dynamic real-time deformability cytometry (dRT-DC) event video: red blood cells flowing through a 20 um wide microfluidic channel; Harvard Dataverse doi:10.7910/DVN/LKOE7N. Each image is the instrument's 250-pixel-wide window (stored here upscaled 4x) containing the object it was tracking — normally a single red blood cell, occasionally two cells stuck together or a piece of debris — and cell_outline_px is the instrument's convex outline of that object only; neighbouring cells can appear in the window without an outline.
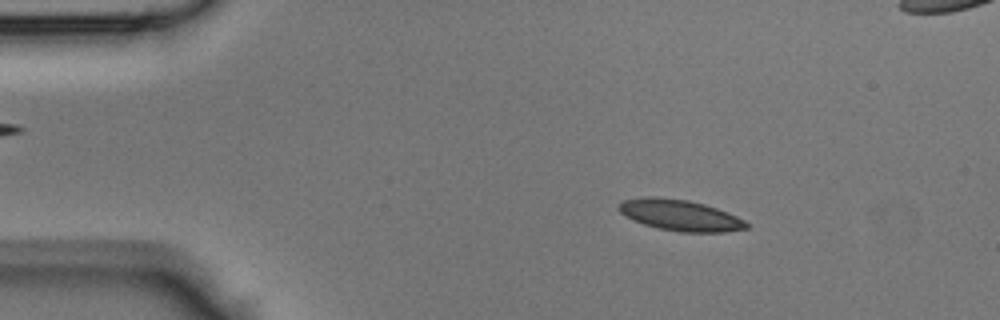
{"species": "Egyptian fruit bat (a non-hibernating species)", "species_latin": "Rousettus aegyptiacus", "temperature_condition": "room temperature", "stored_images_in_passage": 43, "camera_frame_rate_fps": 3000, "um_per_image_px": 0.085, "animal": {"sex": "male"}, "frame": {"image": 1, "passage_image": 6, "time_ms": 1.667, "image_size_px": [1000, 320], "cell_outline_px": [[748, 228], [724, 232], [680, 232], [660, 228], [644, 224], [632, 220], [624, 216], [616, 208], [616, 204], [624, 200], [644, 196], [656, 196], [688, 200], [704, 204], [716, 208], [736, 216], [744, 220], [748, 224]], "centroid_in_image_um": [57.74, 18.28], "position_along_channel_um": 27.3, "area_um2": 23.18}}
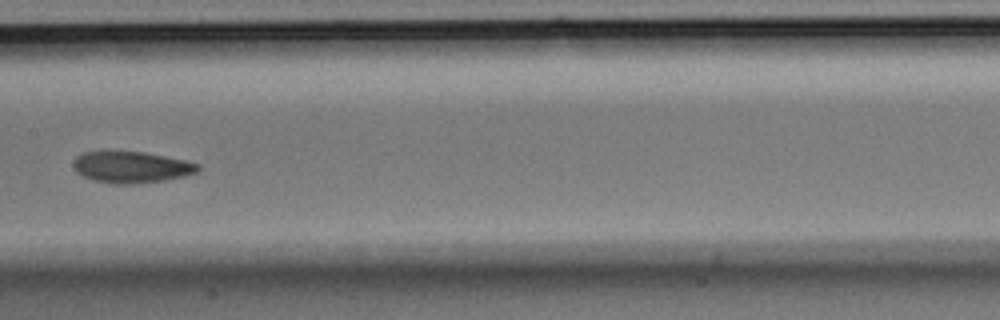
{"frame": {"image": 2, "passage_image": 21, "time_ms": 6.667, "image_size_px": [1000, 320], "cell_outline_px": [[200, 168], [196, 172], [184, 176], [164, 180], [132, 184], [116, 184], [92, 180], [76, 172], [72, 164], [76, 156], [84, 152], [144, 152], [184, 160], [200, 164]], "centroid_in_image_um": [11.15, 14.21], "position_along_channel_um": 196.2, "area_um2": 22.6}}
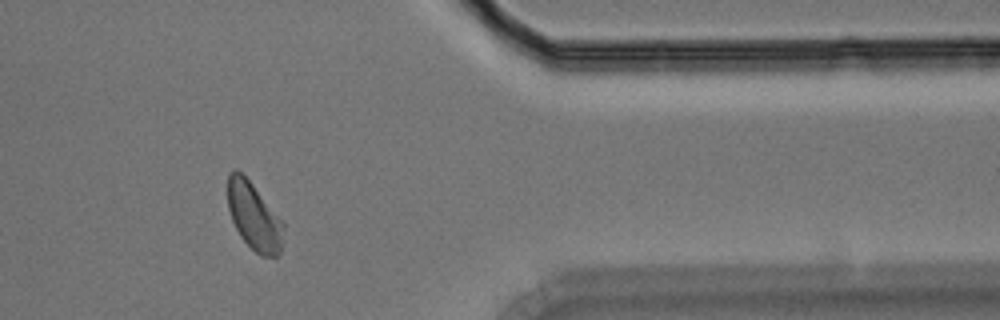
{"frame": {"image": 3, "passage_image": 35, "time_ms": 11.333, "image_size_px": [1000, 320], "cell_outline_px": [[284, 224], [280, 252], [276, 256], [260, 256], [240, 236], [232, 220], [228, 208], [228, 172], [232, 168], [236, 168], [252, 184]], "centroid_in_image_um": [21.56, 18.38], "position_along_channel_um": 389.8, "area_um2": 21.44}}